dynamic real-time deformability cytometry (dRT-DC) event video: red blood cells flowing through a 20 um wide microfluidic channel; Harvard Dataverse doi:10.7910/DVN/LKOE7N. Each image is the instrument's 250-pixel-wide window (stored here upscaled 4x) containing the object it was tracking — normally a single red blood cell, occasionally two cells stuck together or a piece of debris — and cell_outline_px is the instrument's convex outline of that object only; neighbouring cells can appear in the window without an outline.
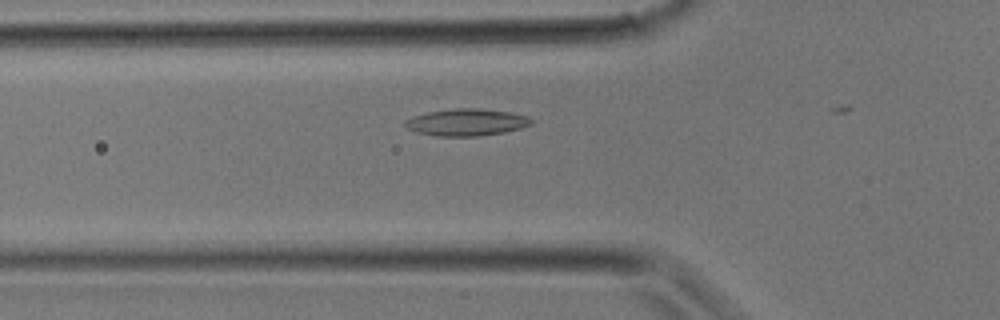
{"species": "common noctule bat (a hibernating species)", "species_latin": "Nyctalus noctula", "temperature_condition": "room temperature", "stored_images_in_passage": 7, "camera_frame_rate_fps": 3000, "um_per_image_px": 0.085, "animal": {"sex": "male", "body_mass_g": 17.9}, "frame": {"image": 1, "passage_image": 5, "time_ms": 1.333, "image_size_px": [1000, 320], "cell_outline_px": [[532, 124], [520, 128], [504, 132], [480, 136], [436, 136], [416, 132], [404, 128], [404, 120], [412, 116], [428, 112], [456, 108], [480, 108], [508, 112], [528, 116], [532, 120]], "centroid_in_image_um": [39.6, 10.4], "position_along_channel_um": 86.2, "area_um2": 19.94}}